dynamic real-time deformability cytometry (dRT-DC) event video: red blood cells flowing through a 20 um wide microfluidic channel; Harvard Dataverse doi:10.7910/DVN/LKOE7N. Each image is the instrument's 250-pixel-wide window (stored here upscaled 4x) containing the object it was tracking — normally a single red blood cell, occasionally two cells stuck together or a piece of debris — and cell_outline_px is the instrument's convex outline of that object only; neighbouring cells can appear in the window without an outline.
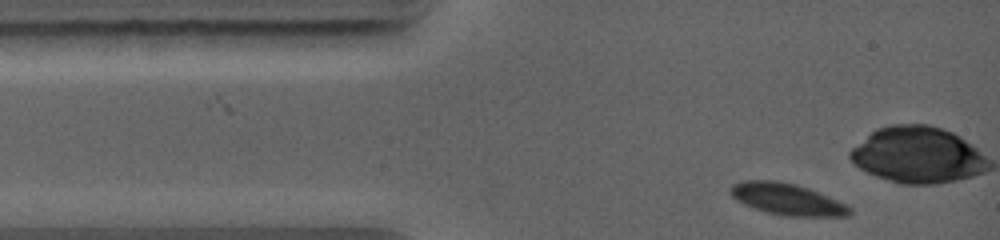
{"species": "common noctule bat (a hibernating species)", "species_latin": "Nyctalus noctula", "temperature_condition": "warm", "stored_images_in_passage": 6, "camera_frame_rate_fps": 5000, "um_per_image_px": 0.085, "animal": {"sex": "female", "body_mass_g": 19.0, "forearm_length_mm": 56.7}, "frame": {"image": 1, "passage_image": 1, "time_ms": 0.0, "image_size_px": [1000, 240], "cell_outline_px": [[852, 212], [848, 216], [788, 216], [768, 212], [752, 208], [736, 200], [732, 196], [728, 188], [732, 184], [744, 180], [776, 180], [796, 184], [808, 188], [828, 196], [852, 208]], "centroid_in_image_um": [66.86, 16.92], "position_along_channel_um": 18.1, "area_um2": 21.91}}